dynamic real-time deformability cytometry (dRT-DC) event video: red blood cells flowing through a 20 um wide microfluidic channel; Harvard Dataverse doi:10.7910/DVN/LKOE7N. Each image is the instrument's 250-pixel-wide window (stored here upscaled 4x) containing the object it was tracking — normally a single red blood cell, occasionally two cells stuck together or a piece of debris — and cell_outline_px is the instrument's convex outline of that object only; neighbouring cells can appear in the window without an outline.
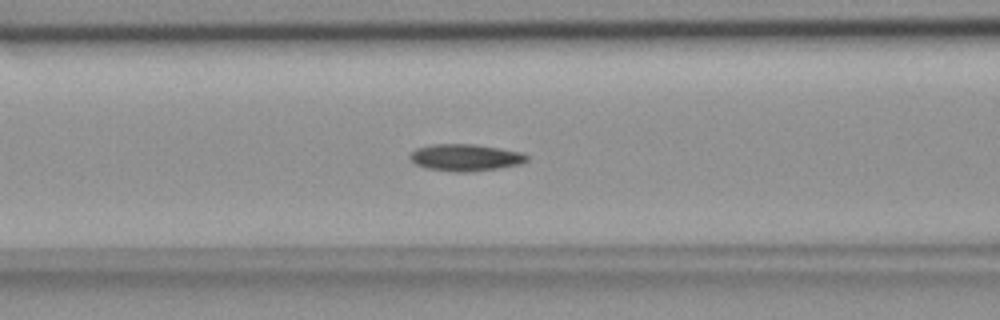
{"species": "common noctule bat (a hibernating species)", "species_latin": "Nyctalus noctula", "temperature_condition": "room temperature", "stored_images_in_passage": 46, "camera_frame_rate_fps": 3000, "um_per_image_px": 0.085, "animal": {"sex": "female", "body_mass_g": 18.4}, "frame": {"image": 1, "passage_image": 14, "time_ms": 4.333, "image_size_px": [1000, 320], "cell_outline_px": [[528, 160], [520, 164], [472, 172], [452, 172], [428, 168], [416, 164], [408, 156], [416, 148], [432, 144], [476, 144], [524, 152], [528, 156]], "centroid_in_image_um": [39.58, 13.38], "position_along_channel_um": 127.0, "area_um2": 18.38}}
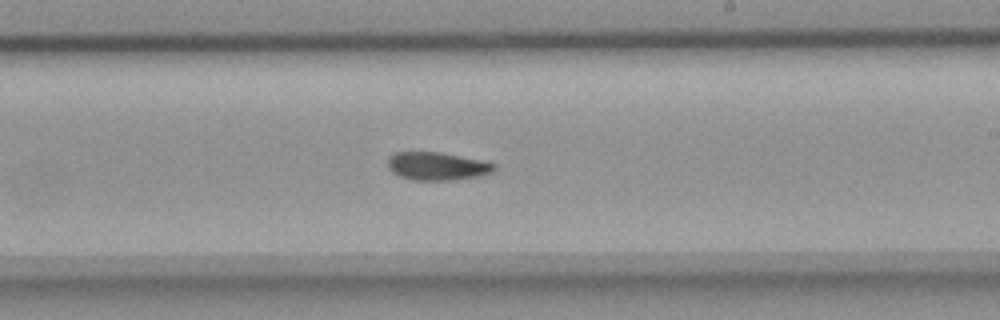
{"frame": {"image": 2, "passage_image": 24, "time_ms": 7.667, "image_size_px": [1000, 320], "cell_outline_px": [[496, 168], [492, 172], [476, 176], [452, 180], [412, 180], [400, 176], [392, 172], [388, 168], [388, 156], [396, 152], [440, 152], [484, 160], [496, 164]], "centroid_in_image_um": [37.15, 14.11], "position_along_channel_um": 251.9, "area_um2": 17.46}}
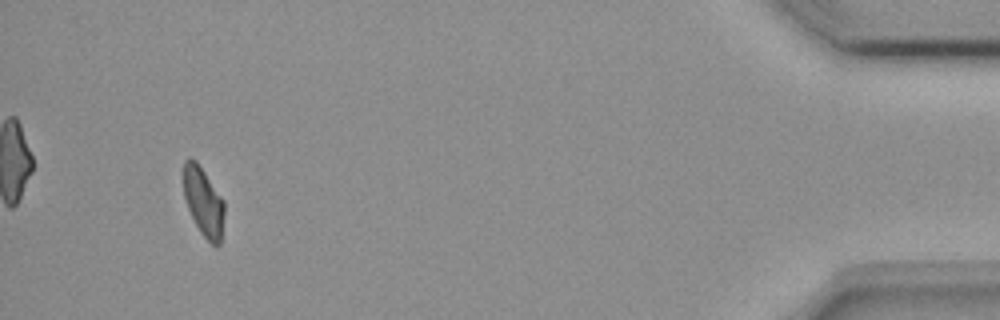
{"frame": {"image": 3, "passage_image": 43, "time_ms": 14.0, "image_size_px": [1000, 320], "cell_outline_px": [[224, 212], [220, 244], [216, 248], [200, 232], [188, 208], [184, 196], [184, 160], [188, 156], [196, 160], [224, 200]], "centroid_in_image_um": [17.3, 17.14], "position_along_channel_um": 417.9, "area_um2": 16.24}, "authors_computed_cell_mechanics": {"area_um2": 17.6579, "velocity_mm_per_s": 3.7645, "shape_relaxation_time_tau1_ms": 6.9571, "shape_relaxation_time_tau2_ms": 7.7688, "deformation_change_tau1": 0.1639, "deformation_change_tau2": 0.1079}}